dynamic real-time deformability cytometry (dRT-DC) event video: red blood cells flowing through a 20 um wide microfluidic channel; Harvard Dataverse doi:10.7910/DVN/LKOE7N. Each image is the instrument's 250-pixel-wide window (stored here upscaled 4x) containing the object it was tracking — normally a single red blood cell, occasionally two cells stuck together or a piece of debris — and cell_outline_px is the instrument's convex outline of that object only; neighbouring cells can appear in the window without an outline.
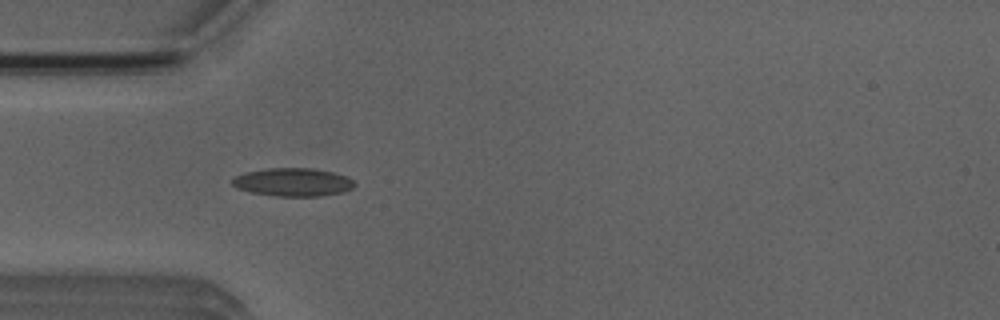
{"species": "Egyptian fruit bat (a non-hibernating species)", "species_latin": "Rousettus aegyptiacus", "temperature_condition": "room temperature", "stored_images_in_passage": 43, "camera_frame_rate_fps": 3000, "um_per_image_px": 0.085, "animal": {"sex": "male"}, "frame": {"image": 1, "passage_image": 6, "time_ms": 1.667, "image_size_px": [1000, 320], "cell_outline_px": [[356, 184], [352, 188], [344, 192], [320, 196], [276, 196], [252, 192], [236, 188], [232, 184], [232, 180], [236, 176], [244, 172], [268, 168], [312, 168], [332, 172], [344, 176], [352, 180]], "centroid_in_image_um": [24.89, 15.48], "position_along_channel_um": 60.1, "area_um2": 20.0}}
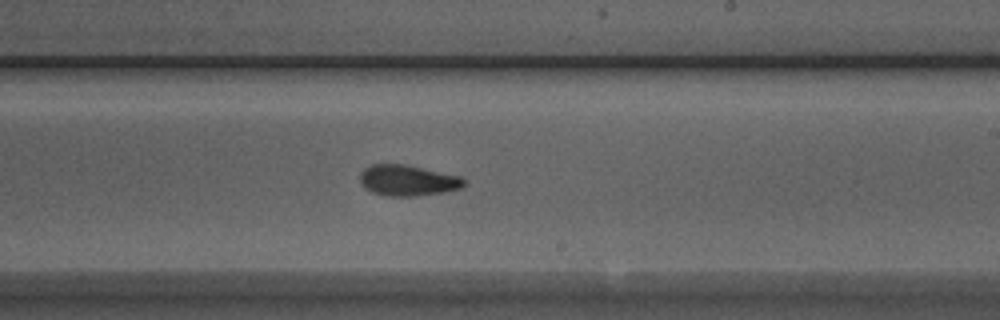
{"frame": {"image": 2, "passage_image": 21, "time_ms": 6.667, "image_size_px": [1000, 320], "cell_outline_px": [[468, 184], [460, 188], [444, 192], [416, 196], [388, 196], [372, 192], [364, 188], [360, 180], [360, 172], [364, 168], [372, 164], [404, 164], [460, 176]], "centroid_in_image_um": [34.65, 15.34], "position_along_channel_um": 254.4, "area_um2": 18.73}}
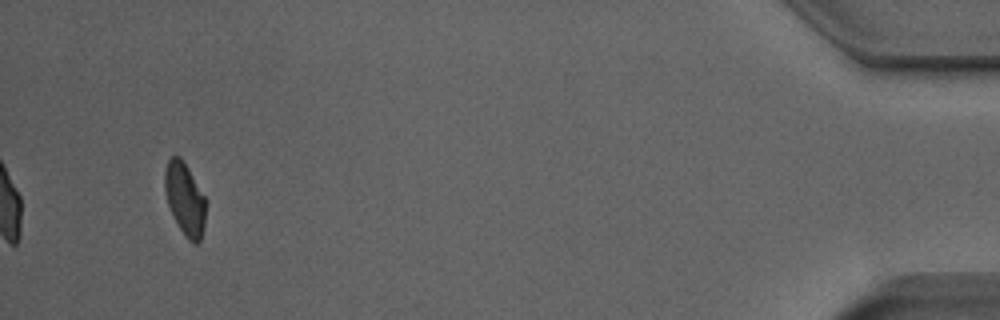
{"frame": {"image": 3, "passage_image": 40, "time_ms": 13.0, "image_size_px": [1000, 320], "cell_outline_px": [[204, 224], [200, 240], [196, 244], [192, 244], [184, 236], [168, 204], [164, 188], [164, 172], [168, 160], [172, 156], [180, 156], [204, 196]], "centroid_in_image_um": [15.69, 16.92], "position_along_channel_um": 419.5, "area_um2": 16.82}, "authors_computed_cell_mechanics": {"area_um2": 18.6694, "velocity_mm_per_s": 3.9235, "shape_relaxation_time_tau1_ms": 5.2382, "shape_relaxation_time_tau2_ms": 2.0521, "deformation_change_tau1": 0.1207, "deformation_change_tau2": 0.0924}}